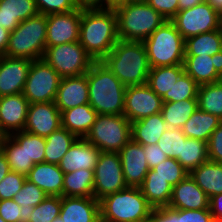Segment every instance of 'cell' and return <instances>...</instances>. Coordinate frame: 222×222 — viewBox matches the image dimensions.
I'll list each match as a JSON object with an SVG mask.
<instances>
[{
  "label": "cell",
  "mask_w": 222,
  "mask_h": 222,
  "mask_svg": "<svg viewBox=\"0 0 222 222\" xmlns=\"http://www.w3.org/2000/svg\"><path fill=\"white\" fill-rule=\"evenodd\" d=\"M94 198L98 201L126 189L121 159L117 152H101L94 168Z\"/></svg>",
  "instance_id": "8fae6325"
},
{
  "label": "cell",
  "mask_w": 222,
  "mask_h": 222,
  "mask_svg": "<svg viewBox=\"0 0 222 222\" xmlns=\"http://www.w3.org/2000/svg\"><path fill=\"white\" fill-rule=\"evenodd\" d=\"M218 23H219L220 29L222 30V10L218 12Z\"/></svg>",
  "instance_id": "6125c7cd"
},
{
  "label": "cell",
  "mask_w": 222,
  "mask_h": 222,
  "mask_svg": "<svg viewBox=\"0 0 222 222\" xmlns=\"http://www.w3.org/2000/svg\"><path fill=\"white\" fill-rule=\"evenodd\" d=\"M59 216L64 222H100V202L94 197H61Z\"/></svg>",
  "instance_id": "7402d4cb"
},
{
  "label": "cell",
  "mask_w": 222,
  "mask_h": 222,
  "mask_svg": "<svg viewBox=\"0 0 222 222\" xmlns=\"http://www.w3.org/2000/svg\"><path fill=\"white\" fill-rule=\"evenodd\" d=\"M128 3L129 0H105V9L115 10Z\"/></svg>",
  "instance_id": "91938a15"
},
{
  "label": "cell",
  "mask_w": 222,
  "mask_h": 222,
  "mask_svg": "<svg viewBox=\"0 0 222 222\" xmlns=\"http://www.w3.org/2000/svg\"><path fill=\"white\" fill-rule=\"evenodd\" d=\"M202 2H206V0H179L178 1L179 11L189 9Z\"/></svg>",
  "instance_id": "680465c9"
},
{
  "label": "cell",
  "mask_w": 222,
  "mask_h": 222,
  "mask_svg": "<svg viewBox=\"0 0 222 222\" xmlns=\"http://www.w3.org/2000/svg\"><path fill=\"white\" fill-rule=\"evenodd\" d=\"M54 103L60 112L89 103L87 73L62 78Z\"/></svg>",
  "instance_id": "44dd1931"
},
{
  "label": "cell",
  "mask_w": 222,
  "mask_h": 222,
  "mask_svg": "<svg viewBox=\"0 0 222 222\" xmlns=\"http://www.w3.org/2000/svg\"><path fill=\"white\" fill-rule=\"evenodd\" d=\"M28 106L23 93L0 97V129L5 135L24 130Z\"/></svg>",
  "instance_id": "ac0fdd59"
},
{
  "label": "cell",
  "mask_w": 222,
  "mask_h": 222,
  "mask_svg": "<svg viewBox=\"0 0 222 222\" xmlns=\"http://www.w3.org/2000/svg\"><path fill=\"white\" fill-rule=\"evenodd\" d=\"M26 179L25 175L9 171L0 182V200L13 199L23 187Z\"/></svg>",
  "instance_id": "bcb514c9"
},
{
  "label": "cell",
  "mask_w": 222,
  "mask_h": 222,
  "mask_svg": "<svg viewBox=\"0 0 222 222\" xmlns=\"http://www.w3.org/2000/svg\"><path fill=\"white\" fill-rule=\"evenodd\" d=\"M139 188L153 208L169 205L173 186L161 177H152V169L148 171Z\"/></svg>",
  "instance_id": "1f68e13d"
},
{
  "label": "cell",
  "mask_w": 222,
  "mask_h": 222,
  "mask_svg": "<svg viewBox=\"0 0 222 222\" xmlns=\"http://www.w3.org/2000/svg\"><path fill=\"white\" fill-rule=\"evenodd\" d=\"M101 151L85 138H78L59 163L64 174L79 170H94Z\"/></svg>",
  "instance_id": "603a6c76"
},
{
  "label": "cell",
  "mask_w": 222,
  "mask_h": 222,
  "mask_svg": "<svg viewBox=\"0 0 222 222\" xmlns=\"http://www.w3.org/2000/svg\"><path fill=\"white\" fill-rule=\"evenodd\" d=\"M118 153L126 185L140 187L150 170L145 158L144 145L131 139Z\"/></svg>",
  "instance_id": "e0dca14e"
},
{
  "label": "cell",
  "mask_w": 222,
  "mask_h": 222,
  "mask_svg": "<svg viewBox=\"0 0 222 222\" xmlns=\"http://www.w3.org/2000/svg\"><path fill=\"white\" fill-rule=\"evenodd\" d=\"M0 149L6 156L10 171L27 176L35 165L28 159L24 146H20L10 135L4 137Z\"/></svg>",
  "instance_id": "d590c367"
},
{
  "label": "cell",
  "mask_w": 222,
  "mask_h": 222,
  "mask_svg": "<svg viewBox=\"0 0 222 222\" xmlns=\"http://www.w3.org/2000/svg\"><path fill=\"white\" fill-rule=\"evenodd\" d=\"M26 178L42 189L48 196L62 197L64 173L59 165L46 162L37 163Z\"/></svg>",
  "instance_id": "cb8c5ba5"
},
{
  "label": "cell",
  "mask_w": 222,
  "mask_h": 222,
  "mask_svg": "<svg viewBox=\"0 0 222 222\" xmlns=\"http://www.w3.org/2000/svg\"><path fill=\"white\" fill-rule=\"evenodd\" d=\"M183 73V65L153 67L150 68L147 85L162 98L175 85Z\"/></svg>",
  "instance_id": "836d02e7"
},
{
  "label": "cell",
  "mask_w": 222,
  "mask_h": 222,
  "mask_svg": "<svg viewBox=\"0 0 222 222\" xmlns=\"http://www.w3.org/2000/svg\"><path fill=\"white\" fill-rule=\"evenodd\" d=\"M178 222H215L209 209H178Z\"/></svg>",
  "instance_id": "681fc988"
},
{
  "label": "cell",
  "mask_w": 222,
  "mask_h": 222,
  "mask_svg": "<svg viewBox=\"0 0 222 222\" xmlns=\"http://www.w3.org/2000/svg\"><path fill=\"white\" fill-rule=\"evenodd\" d=\"M85 139L101 152H119L131 139V122L124 115L98 114Z\"/></svg>",
  "instance_id": "ba28073f"
},
{
  "label": "cell",
  "mask_w": 222,
  "mask_h": 222,
  "mask_svg": "<svg viewBox=\"0 0 222 222\" xmlns=\"http://www.w3.org/2000/svg\"><path fill=\"white\" fill-rule=\"evenodd\" d=\"M10 168L6 156L0 149V182L9 173Z\"/></svg>",
  "instance_id": "6f0895ef"
},
{
  "label": "cell",
  "mask_w": 222,
  "mask_h": 222,
  "mask_svg": "<svg viewBox=\"0 0 222 222\" xmlns=\"http://www.w3.org/2000/svg\"><path fill=\"white\" fill-rule=\"evenodd\" d=\"M145 222H178V209H173L169 206L153 208Z\"/></svg>",
  "instance_id": "816d5d0a"
},
{
  "label": "cell",
  "mask_w": 222,
  "mask_h": 222,
  "mask_svg": "<svg viewBox=\"0 0 222 222\" xmlns=\"http://www.w3.org/2000/svg\"><path fill=\"white\" fill-rule=\"evenodd\" d=\"M61 197L47 196L34 207L29 222H52L60 214Z\"/></svg>",
  "instance_id": "b9f144b4"
},
{
  "label": "cell",
  "mask_w": 222,
  "mask_h": 222,
  "mask_svg": "<svg viewBox=\"0 0 222 222\" xmlns=\"http://www.w3.org/2000/svg\"><path fill=\"white\" fill-rule=\"evenodd\" d=\"M149 0H129V3H148Z\"/></svg>",
  "instance_id": "be15d7a7"
},
{
  "label": "cell",
  "mask_w": 222,
  "mask_h": 222,
  "mask_svg": "<svg viewBox=\"0 0 222 222\" xmlns=\"http://www.w3.org/2000/svg\"><path fill=\"white\" fill-rule=\"evenodd\" d=\"M210 198L188 174L173 186L169 207L173 209H209Z\"/></svg>",
  "instance_id": "d6986e66"
},
{
  "label": "cell",
  "mask_w": 222,
  "mask_h": 222,
  "mask_svg": "<svg viewBox=\"0 0 222 222\" xmlns=\"http://www.w3.org/2000/svg\"><path fill=\"white\" fill-rule=\"evenodd\" d=\"M48 195L37 185L25 180L21 190L13 197L19 206L35 207L41 203Z\"/></svg>",
  "instance_id": "f6af8a7d"
},
{
  "label": "cell",
  "mask_w": 222,
  "mask_h": 222,
  "mask_svg": "<svg viewBox=\"0 0 222 222\" xmlns=\"http://www.w3.org/2000/svg\"><path fill=\"white\" fill-rule=\"evenodd\" d=\"M52 222H64L60 216H58L57 218H55Z\"/></svg>",
  "instance_id": "03108f58"
},
{
  "label": "cell",
  "mask_w": 222,
  "mask_h": 222,
  "mask_svg": "<svg viewBox=\"0 0 222 222\" xmlns=\"http://www.w3.org/2000/svg\"><path fill=\"white\" fill-rule=\"evenodd\" d=\"M46 139L44 162L59 165L62 157L78 139L67 129L60 127L52 132Z\"/></svg>",
  "instance_id": "d6a6232c"
},
{
  "label": "cell",
  "mask_w": 222,
  "mask_h": 222,
  "mask_svg": "<svg viewBox=\"0 0 222 222\" xmlns=\"http://www.w3.org/2000/svg\"><path fill=\"white\" fill-rule=\"evenodd\" d=\"M42 59L61 78L86 74L95 62L79 41L46 47Z\"/></svg>",
  "instance_id": "9c48e42d"
},
{
  "label": "cell",
  "mask_w": 222,
  "mask_h": 222,
  "mask_svg": "<svg viewBox=\"0 0 222 222\" xmlns=\"http://www.w3.org/2000/svg\"><path fill=\"white\" fill-rule=\"evenodd\" d=\"M94 170L79 169L64 174L62 196L94 197Z\"/></svg>",
  "instance_id": "4dcf8cb0"
},
{
  "label": "cell",
  "mask_w": 222,
  "mask_h": 222,
  "mask_svg": "<svg viewBox=\"0 0 222 222\" xmlns=\"http://www.w3.org/2000/svg\"><path fill=\"white\" fill-rule=\"evenodd\" d=\"M82 10L47 15L46 47L79 41Z\"/></svg>",
  "instance_id": "5bb4252c"
},
{
  "label": "cell",
  "mask_w": 222,
  "mask_h": 222,
  "mask_svg": "<svg viewBox=\"0 0 222 222\" xmlns=\"http://www.w3.org/2000/svg\"><path fill=\"white\" fill-rule=\"evenodd\" d=\"M206 2L217 12L222 10V0H206Z\"/></svg>",
  "instance_id": "94428289"
},
{
  "label": "cell",
  "mask_w": 222,
  "mask_h": 222,
  "mask_svg": "<svg viewBox=\"0 0 222 222\" xmlns=\"http://www.w3.org/2000/svg\"><path fill=\"white\" fill-rule=\"evenodd\" d=\"M144 153L150 169H153L156 165L162 163V161H165L167 158L158 144L144 145Z\"/></svg>",
  "instance_id": "f5cc1de1"
},
{
  "label": "cell",
  "mask_w": 222,
  "mask_h": 222,
  "mask_svg": "<svg viewBox=\"0 0 222 222\" xmlns=\"http://www.w3.org/2000/svg\"><path fill=\"white\" fill-rule=\"evenodd\" d=\"M60 127L61 112L54 101L29 104L23 131L46 138Z\"/></svg>",
  "instance_id": "9a60e30c"
},
{
  "label": "cell",
  "mask_w": 222,
  "mask_h": 222,
  "mask_svg": "<svg viewBox=\"0 0 222 222\" xmlns=\"http://www.w3.org/2000/svg\"><path fill=\"white\" fill-rule=\"evenodd\" d=\"M199 85L185 72L175 85L162 97L163 102H178L185 99H197Z\"/></svg>",
  "instance_id": "ab89813d"
},
{
  "label": "cell",
  "mask_w": 222,
  "mask_h": 222,
  "mask_svg": "<svg viewBox=\"0 0 222 222\" xmlns=\"http://www.w3.org/2000/svg\"><path fill=\"white\" fill-rule=\"evenodd\" d=\"M6 135L0 129V144L3 142V139Z\"/></svg>",
  "instance_id": "e7e4bbea"
},
{
  "label": "cell",
  "mask_w": 222,
  "mask_h": 222,
  "mask_svg": "<svg viewBox=\"0 0 222 222\" xmlns=\"http://www.w3.org/2000/svg\"><path fill=\"white\" fill-rule=\"evenodd\" d=\"M184 72L198 85L222 80V55L185 56Z\"/></svg>",
  "instance_id": "ffe728a7"
},
{
  "label": "cell",
  "mask_w": 222,
  "mask_h": 222,
  "mask_svg": "<svg viewBox=\"0 0 222 222\" xmlns=\"http://www.w3.org/2000/svg\"><path fill=\"white\" fill-rule=\"evenodd\" d=\"M10 32L0 26V56L5 55L8 46Z\"/></svg>",
  "instance_id": "9f6ffc18"
},
{
  "label": "cell",
  "mask_w": 222,
  "mask_h": 222,
  "mask_svg": "<svg viewBox=\"0 0 222 222\" xmlns=\"http://www.w3.org/2000/svg\"><path fill=\"white\" fill-rule=\"evenodd\" d=\"M209 210L215 222H222V193L210 198Z\"/></svg>",
  "instance_id": "db71d44e"
},
{
  "label": "cell",
  "mask_w": 222,
  "mask_h": 222,
  "mask_svg": "<svg viewBox=\"0 0 222 222\" xmlns=\"http://www.w3.org/2000/svg\"><path fill=\"white\" fill-rule=\"evenodd\" d=\"M143 43L151 68L183 65L185 40L171 21L164 22Z\"/></svg>",
  "instance_id": "52a82bcc"
},
{
  "label": "cell",
  "mask_w": 222,
  "mask_h": 222,
  "mask_svg": "<svg viewBox=\"0 0 222 222\" xmlns=\"http://www.w3.org/2000/svg\"><path fill=\"white\" fill-rule=\"evenodd\" d=\"M208 160L206 141L193 138H186L185 141H182L181 155L177 161L188 173Z\"/></svg>",
  "instance_id": "8d00e7d4"
},
{
  "label": "cell",
  "mask_w": 222,
  "mask_h": 222,
  "mask_svg": "<svg viewBox=\"0 0 222 222\" xmlns=\"http://www.w3.org/2000/svg\"><path fill=\"white\" fill-rule=\"evenodd\" d=\"M207 149L208 159L222 164V123L210 135Z\"/></svg>",
  "instance_id": "c3c4849f"
},
{
  "label": "cell",
  "mask_w": 222,
  "mask_h": 222,
  "mask_svg": "<svg viewBox=\"0 0 222 222\" xmlns=\"http://www.w3.org/2000/svg\"><path fill=\"white\" fill-rule=\"evenodd\" d=\"M119 40L143 42L167 20L148 3H128L115 9Z\"/></svg>",
  "instance_id": "5b68a950"
},
{
  "label": "cell",
  "mask_w": 222,
  "mask_h": 222,
  "mask_svg": "<svg viewBox=\"0 0 222 222\" xmlns=\"http://www.w3.org/2000/svg\"><path fill=\"white\" fill-rule=\"evenodd\" d=\"M0 222H6V221L0 216Z\"/></svg>",
  "instance_id": "003e7915"
},
{
  "label": "cell",
  "mask_w": 222,
  "mask_h": 222,
  "mask_svg": "<svg viewBox=\"0 0 222 222\" xmlns=\"http://www.w3.org/2000/svg\"><path fill=\"white\" fill-rule=\"evenodd\" d=\"M222 123L218 117L206 113L199 108L183 125L182 132L187 138L209 141L212 132Z\"/></svg>",
  "instance_id": "f546056e"
},
{
  "label": "cell",
  "mask_w": 222,
  "mask_h": 222,
  "mask_svg": "<svg viewBox=\"0 0 222 222\" xmlns=\"http://www.w3.org/2000/svg\"><path fill=\"white\" fill-rule=\"evenodd\" d=\"M87 82L89 104L97 114L123 115L126 86L102 61L91 65Z\"/></svg>",
  "instance_id": "3957f363"
},
{
  "label": "cell",
  "mask_w": 222,
  "mask_h": 222,
  "mask_svg": "<svg viewBox=\"0 0 222 222\" xmlns=\"http://www.w3.org/2000/svg\"><path fill=\"white\" fill-rule=\"evenodd\" d=\"M162 107V98L147 84L126 87L123 115L131 123L160 113Z\"/></svg>",
  "instance_id": "4fadbf2b"
},
{
  "label": "cell",
  "mask_w": 222,
  "mask_h": 222,
  "mask_svg": "<svg viewBox=\"0 0 222 222\" xmlns=\"http://www.w3.org/2000/svg\"><path fill=\"white\" fill-rule=\"evenodd\" d=\"M97 115V112L89 103L76 106L61 112V127L67 129L78 138H85Z\"/></svg>",
  "instance_id": "484cf974"
},
{
  "label": "cell",
  "mask_w": 222,
  "mask_h": 222,
  "mask_svg": "<svg viewBox=\"0 0 222 222\" xmlns=\"http://www.w3.org/2000/svg\"><path fill=\"white\" fill-rule=\"evenodd\" d=\"M38 12L44 15L67 13L76 10L74 0H35Z\"/></svg>",
  "instance_id": "7dc6e473"
},
{
  "label": "cell",
  "mask_w": 222,
  "mask_h": 222,
  "mask_svg": "<svg viewBox=\"0 0 222 222\" xmlns=\"http://www.w3.org/2000/svg\"><path fill=\"white\" fill-rule=\"evenodd\" d=\"M20 146H24L29 160L35 164L44 162L46 139L27 131H18L10 135Z\"/></svg>",
  "instance_id": "f35d334b"
},
{
  "label": "cell",
  "mask_w": 222,
  "mask_h": 222,
  "mask_svg": "<svg viewBox=\"0 0 222 222\" xmlns=\"http://www.w3.org/2000/svg\"><path fill=\"white\" fill-rule=\"evenodd\" d=\"M118 40L115 10H82L79 42L94 61H102Z\"/></svg>",
  "instance_id": "6da1fadb"
},
{
  "label": "cell",
  "mask_w": 222,
  "mask_h": 222,
  "mask_svg": "<svg viewBox=\"0 0 222 222\" xmlns=\"http://www.w3.org/2000/svg\"><path fill=\"white\" fill-rule=\"evenodd\" d=\"M190 176L209 198L222 193V164L206 161L194 168Z\"/></svg>",
  "instance_id": "83f0119b"
},
{
  "label": "cell",
  "mask_w": 222,
  "mask_h": 222,
  "mask_svg": "<svg viewBox=\"0 0 222 222\" xmlns=\"http://www.w3.org/2000/svg\"><path fill=\"white\" fill-rule=\"evenodd\" d=\"M38 13L35 0H0V26L9 32Z\"/></svg>",
  "instance_id": "d4e9b609"
},
{
  "label": "cell",
  "mask_w": 222,
  "mask_h": 222,
  "mask_svg": "<svg viewBox=\"0 0 222 222\" xmlns=\"http://www.w3.org/2000/svg\"><path fill=\"white\" fill-rule=\"evenodd\" d=\"M32 61L0 56V97L23 93Z\"/></svg>",
  "instance_id": "2e32d148"
},
{
  "label": "cell",
  "mask_w": 222,
  "mask_h": 222,
  "mask_svg": "<svg viewBox=\"0 0 222 222\" xmlns=\"http://www.w3.org/2000/svg\"><path fill=\"white\" fill-rule=\"evenodd\" d=\"M179 0H149L148 4L170 21L179 11Z\"/></svg>",
  "instance_id": "f907efd6"
},
{
  "label": "cell",
  "mask_w": 222,
  "mask_h": 222,
  "mask_svg": "<svg viewBox=\"0 0 222 222\" xmlns=\"http://www.w3.org/2000/svg\"><path fill=\"white\" fill-rule=\"evenodd\" d=\"M99 202L100 222H145L153 211L139 187H127Z\"/></svg>",
  "instance_id": "277c9868"
},
{
  "label": "cell",
  "mask_w": 222,
  "mask_h": 222,
  "mask_svg": "<svg viewBox=\"0 0 222 222\" xmlns=\"http://www.w3.org/2000/svg\"><path fill=\"white\" fill-rule=\"evenodd\" d=\"M47 15L38 13L10 32L5 55L31 61L42 59L46 48Z\"/></svg>",
  "instance_id": "8992f818"
},
{
  "label": "cell",
  "mask_w": 222,
  "mask_h": 222,
  "mask_svg": "<svg viewBox=\"0 0 222 222\" xmlns=\"http://www.w3.org/2000/svg\"><path fill=\"white\" fill-rule=\"evenodd\" d=\"M102 62L126 87L147 84L151 67L143 42L118 40Z\"/></svg>",
  "instance_id": "7a4b0ae2"
},
{
  "label": "cell",
  "mask_w": 222,
  "mask_h": 222,
  "mask_svg": "<svg viewBox=\"0 0 222 222\" xmlns=\"http://www.w3.org/2000/svg\"><path fill=\"white\" fill-rule=\"evenodd\" d=\"M222 55V30L217 29L185 39V56Z\"/></svg>",
  "instance_id": "f1b7e54d"
},
{
  "label": "cell",
  "mask_w": 222,
  "mask_h": 222,
  "mask_svg": "<svg viewBox=\"0 0 222 222\" xmlns=\"http://www.w3.org/2000/svg\"><path fill=\"white\" fill-rule=\"evenodd\" d=\"M186 138L182 129L167 128L157 144L167 157L177 160L181 155L182 141H185Z\"/></svg>",
  "instance_id": "7bdbcfd3"
},
{
  "label": "cell",
  "mask_w": 222,
  "mask_h": 222,
  "mask_svg": "<svg viewBox=\"0 0 222 222\" xmlns=\"http://www.w3.org/2000/svg\"><path fill=\"white\" fill-rule=\"evenodd\" d=\"M170 21L184 40L201 33L220 29L218 12L207 2H202L189 9L178 11Z\"/></svg>",
  "instance_id": "7c38bea8"
},
{
  "label": "cell",
  "mask_w": 222,
  "mask_h": 222,
  "mask_svg": "<svg viewBox=\"0 0 222 222\" xmlns=\"http://www.w3.org/2000/svg\"><path fill=\"white\" fill-rule=\"evenodd\" d=\"M34 207L19 206L13 199L0 200V216L6 222H29Z\"/></svg>",
  "instance_id": "ee69618b"
},
{
  "label": "cell",
  "mask_w": 222,
  "mask_h": 222,
  "mask_svg": "<svg viewBox=\"0 0 222 222\" xmlns=\"http://www.w3.org/2000/svg\"><path fill=\"white\" fill-rule=\"evenodd\" d=\"M198 108L222 120V80L199 85Z\"/></svg>",
  "instance_id": "74e56055"
},
{
  "label": "cell",
  "mask_w": 222,
  "mask_h": 222,
  "mask_svg": "<svg viewBox=\"0 0 222 222\" xmlns=\"http://www.w3.org/2000/svg\"><path fill=\"white\" fill-rule=\"evenodd\" d=\"M76 8L81 10L105 9V0H74Z\"/></svg>",
  "instance_id": "11a10c76"
},
{
  "label": "cell",
  "mask_w": 222,
  "mask_h": 222,
  "mask_svg": "<svg viewBox=\"0 0 222 222\" xmlns=\"http://www.w3.org/2000/svg\"><path fill=\"white\" fill-rule=\"evenodd\" d=\"M196 109L198 99H185L178 102H163L161 113L168 128L181 129Z\"/></svg>",
  "instance_id": "e575fe53"
},
{
  "label": "cell",
  "mask_w": 222,
  "mask_h": 222,
  "mask_svg": "<svg viewBox=\"0 0 222 222\" xmlns=\"http://www.w3.org/2000/svg\"><path fill=\"white\" fill-rule=\"evenodd\" d=\"M61 79L59 74L43 59L33 60L28 72L23 95L29 104L53 102Z\"/></svg>",
  "instance_id": "30bf717a"
},
{
  "label": "cell",
  "mask_w": 222,
  "mask_h": 222,
  "mask_svg": "<svg viewBox=\"0 0 222 222\" xmlns=\"http://www.w3.org/2000/svg\"><path fill=\"white\" fill-rule=\"evenodd\" d=\"M167 128V124L160 112L132 122L131 136L135 142L142 145L157 144Z\"/></svg>",
  "instance_id": "4316f807"
},
{
  "label": "cell",
  "mask_w": 222,
  "mask_h": 222,
  "mask_svg": "<svg viewBox=\"0 0 222 222\" xmlns=\"http://www.w3.org/2000/svg\"><path fill=\"white\" fill-rule=\"evenodd\" d=\"M188 174L176 159L170 157H167L165 161H162L152 169V177H161L172 186H175Z\"/></svg>",
  "instance_id": "60d3db41"
}]
</instances>
